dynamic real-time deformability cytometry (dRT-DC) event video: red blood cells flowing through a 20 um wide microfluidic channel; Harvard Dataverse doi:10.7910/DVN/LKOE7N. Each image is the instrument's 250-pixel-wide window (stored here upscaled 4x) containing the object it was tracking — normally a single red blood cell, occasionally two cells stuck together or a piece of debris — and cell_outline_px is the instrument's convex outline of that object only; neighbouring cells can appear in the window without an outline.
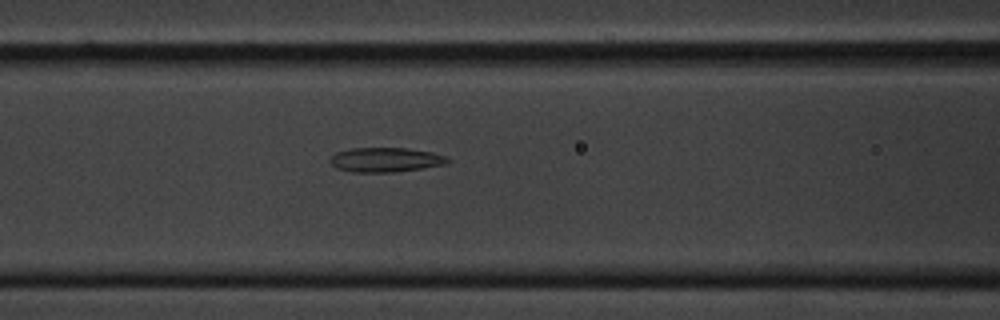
{"species": "common noctule bat (a hibernating species)", "species_latin": "Nyctalus noctula", "temperature_condition": "cold", "stored_images_in_passage": 42, "camera_frame_rate_fps": 3000, "um_per_image_px": 0.085, "animal": {"sex": "male", "body_mass_g": 20.1, "forearm_length_mm": 53.5}, "frame": {"image": 1, "passage_image": 9, "time_ms": 2.667, "image_size_px": [1000, 320], "cell_outline_px": [[448, 160], [444, 164], [420, 168], [392, 172], [352, 172], [336, 168], [332, 164], [332, 156], [336, 152], [348, 148], [408, 148], [432, 152], [444, 156]], "centroid_in_image_um": [32.72, 13.57], "position_along_channel_um": 133.9, "area_um2": 16.47}}
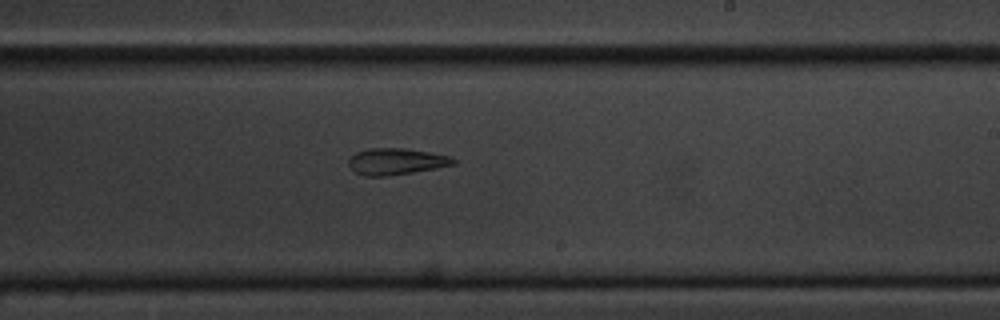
{"frame": {"image": 2, "passage_image": 20, "time_ms": 6.333, "image_size_px": [1000, 320], "cell_outline_px": [[456, 164], [436, 168], [412, 172], [384, 176], [364, 176], [348, 168], [348, 160], [356, 152], [368, 148], [404, 148], [428, 152], [448, 156], [456, 160]], "centroid_in_image_um": [33.62, 13.72], "position_along_channel_um": 255.4, "area_um2": 16.07}}
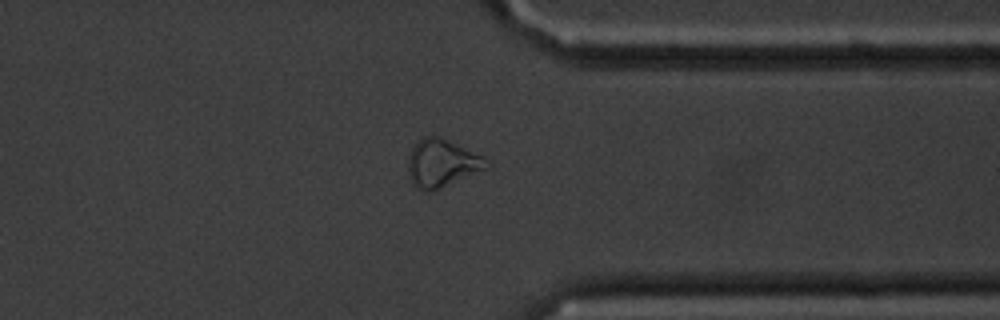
{"frame": {"image": 3, "passage_image": 31, "time_ms": 10.0, "image_size_px": [1000, 320], "cell_outline_px": [[492, 164], [488, 168], [432, 192], [428, 192], [416, 188], [412, 184], [408, 172], [408, 156], [412, 148], [424, 136], [440, 136], [484, 156]], "centroid_in_image_um": [37.58, 13.89], "position_along_channel_um": 373.8, "area_um2": 22.08}}